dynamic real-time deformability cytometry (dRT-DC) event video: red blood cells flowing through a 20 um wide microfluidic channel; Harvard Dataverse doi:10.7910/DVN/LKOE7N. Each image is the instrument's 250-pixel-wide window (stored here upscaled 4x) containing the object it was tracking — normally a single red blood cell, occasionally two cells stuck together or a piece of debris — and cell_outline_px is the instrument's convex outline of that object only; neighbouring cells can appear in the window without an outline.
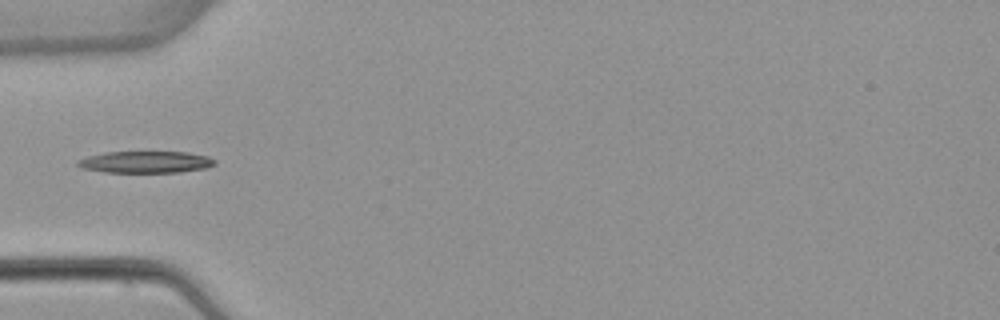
{"species": "common noctule bat (a hibernating species)", "species_latin": "Nyctalus noctula", "temperature_condition": "warm", "stored_images_in_passage": 5, "camera_frame_rate_fps": 3000, "um_per_image_px": 0.085, "animal": {"sex": "female", "body_mass_g": 22.7, "forearm_length_mm": 54.2}, "frame": {"image": 1, "passage_image": 5, "time_ms": 4.667, "image_size_px": [1000, 320], "cell_outline_px": [[216, 164], [208, 168], [180, 172], [104, 172], [80, 168], [76, 164], [76, 160], [88, 156], [104, 152], [188, 152], [208, 156], [216, 160]], "centroid_in_image_um": [12.38, 13.77], "position_along_channel_um": 72.6, "area_um2": 17.57}}